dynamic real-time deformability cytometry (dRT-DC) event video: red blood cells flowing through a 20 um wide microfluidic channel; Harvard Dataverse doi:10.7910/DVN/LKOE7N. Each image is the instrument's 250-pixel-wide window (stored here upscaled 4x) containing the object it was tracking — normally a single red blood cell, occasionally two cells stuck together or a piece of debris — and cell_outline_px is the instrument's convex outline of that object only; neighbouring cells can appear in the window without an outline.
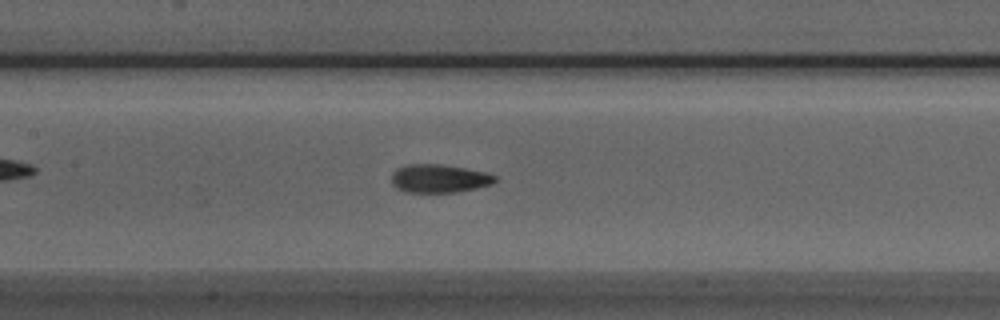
{"species": "Egyptian fruit bat (a non-hibernating species)", "species_latin": "Rousettus aegyptiacus", "temperature_condition": "room temperature", "stored_images_in_passage": 34, "camera_frame_rate_fps": 3000, "um_per_image_px": 0.085, "animal": {"sex": "male"}, "frame": {"image": 1, "passage_image": 12, "time_ms": 3.667, "image_size_px": [1000, 320], "cell_outline_px": [[496, 180], [492, 184], [476, 188], [456, 192], [404, 192], [396, 188], [392, 184], [392, 172], [396, 168], [408, 164], [440, 164], [464, 168], [484, 172], [496, 176]], "centroid_in_image_um": [37.29, 15.17], "position_along_channel_um": 170.1, "area_um2": 17.05}}
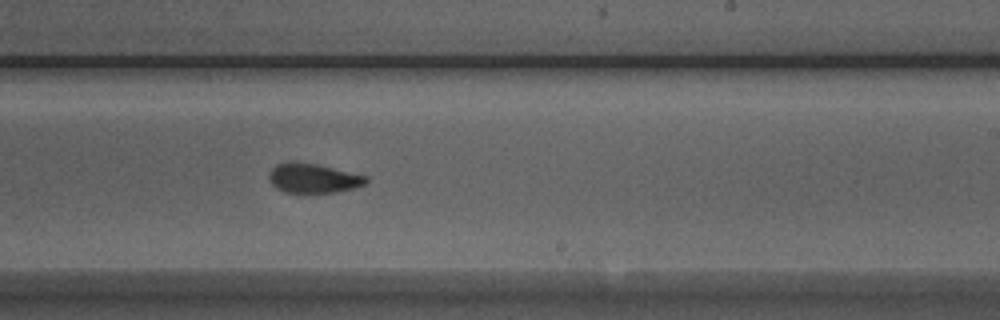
{"frame": {"image": 2, "passage_image": 19, "time_ms": 6.0, "image_size_px": [1000, 320], "cell_outline_px": [[368, 180], [364, 184], [352, 188], [332, 192], [304, 196], [284, 192], [276, 188], [268, 180], [268, 176], [272, 168], [276, 164], [288, 160], [296, 160], [316, 164], [368, 176]], "centroid_in_image_um": [26.54, 15.17], "position_along_channel_um": 262.5, "area_um2": 17.4}}
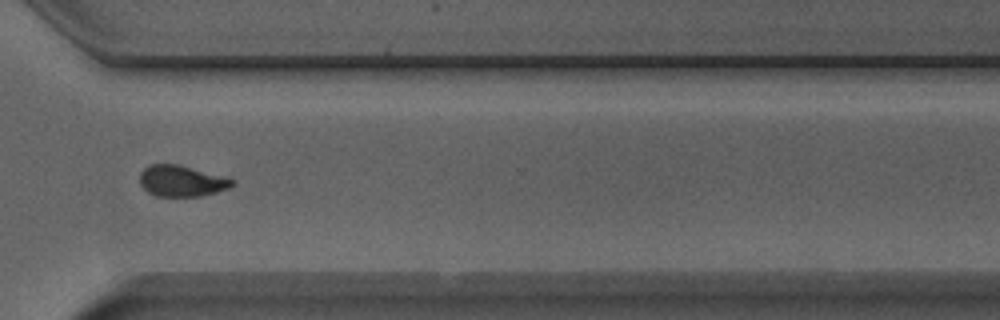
{"frame": {"image": 3, "passage_image": 26, "time_ms": 8.333, "image_size_px": [1000, 320], "cell_outline_px": [[236, 184], [228, 188], [216, 192], [200, 196], [156, 196], [148, 192], [140, 184], [140, 172], [148, 164], [180, 164], [224, 176], [236, 180]], "centroid_in_image_um": [15.45, 15.37], "position_along_channel_um": 355.1, "area_um2": 16.94}, "authors_computed_cell_mechanics": {"area_um2": 17.1377, "velocity_mm_per_s": 3.9706, "shape_relaxation_time_tau1_ms": 4.6327, "shape_relaxation_time_tau2_ms": 2.0268, "deformation_change_tau1": 0.1566, "deformation_change_tau2": 0.0807}}